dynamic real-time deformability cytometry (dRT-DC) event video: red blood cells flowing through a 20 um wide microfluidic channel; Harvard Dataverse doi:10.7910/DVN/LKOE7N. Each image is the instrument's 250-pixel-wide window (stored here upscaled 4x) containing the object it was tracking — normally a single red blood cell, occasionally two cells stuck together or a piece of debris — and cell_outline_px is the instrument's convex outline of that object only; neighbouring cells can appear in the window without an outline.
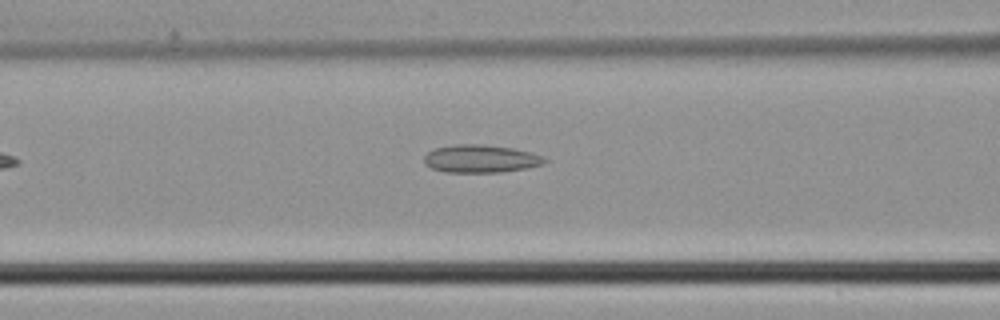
{"species": "common noctule bat (a hibernating species)", "species_latin": "Nyctalus noctula", "temperature_condition": "cold", "stored_images_in_passage": 19, "camera_frame_rate_fps": 3000, "um_per_image_px": 0.085, "animal": {"sex": "male", "body_mass_g": 21.5, "forearm_length_mm": 52.0}, "frame": {"image": 1, "passage_image": 4, "time_ms": 1.0, "image_size_px": [1000, 320], "cell_outline_px": [[548, 160], [544, 164], [528, 168], [500, 172], [444, 172], [432, 168], [424, 164], [424, 156], [428, 152], [436, 148], [456, 144], [484, 144], [512, 148], [544, 156]], "centroid_in_image_um": [40.87, 13.49], "position_along_channel_um": 125.7, "area_um2": 19.59}}
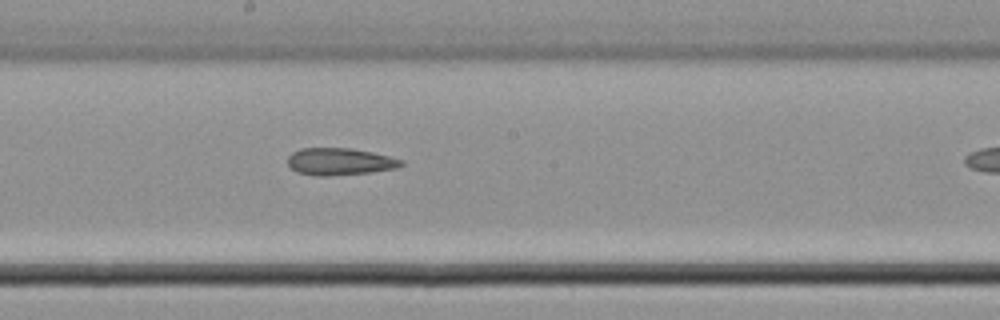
{"frame": {"image": 2, "passage_image": 10, "time_ms": 3.0, "image_size_px": [1000, 320], "cell_outline_px": [[404, 164], [396, 168], [372, 172], [324, 176], [316, 176], [296, 172], [288, 164], [288, 156], [292, 152], [300, 148], [352, 148], [372, 152], [404, 160]], "centroid_in_image_um": [28.87, 13.73], "position_along_channel_um": 219.3, "area_um2": 17.98}}
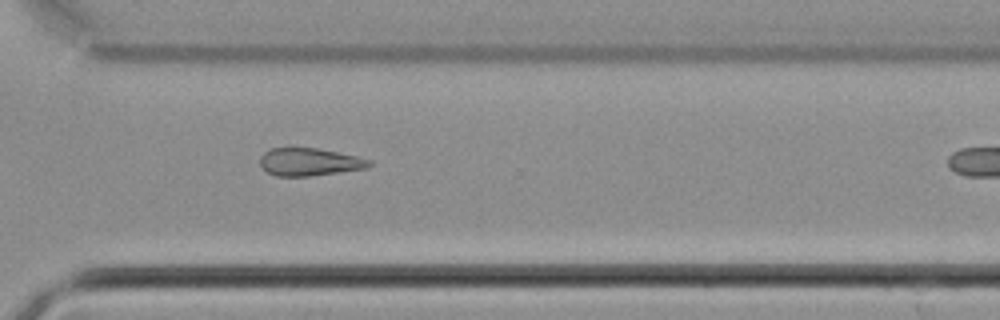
{"frame": {"image": 3, "passage_image": 18, "time_ms": 5.667, "image_size_px": [1000, 320], "cell_outline_px": [[372, 164], [368, 168], [308, 176], [276, 176], [268, 172], [260, 164], [260, 156], [264, 152], [272, 148], [316, 148], [356, 156], [372, 160]], "centroid_in_image_um": [26.31, 13.76], "position_along_channel_um": 344.3, "area_um2": 17.46}}